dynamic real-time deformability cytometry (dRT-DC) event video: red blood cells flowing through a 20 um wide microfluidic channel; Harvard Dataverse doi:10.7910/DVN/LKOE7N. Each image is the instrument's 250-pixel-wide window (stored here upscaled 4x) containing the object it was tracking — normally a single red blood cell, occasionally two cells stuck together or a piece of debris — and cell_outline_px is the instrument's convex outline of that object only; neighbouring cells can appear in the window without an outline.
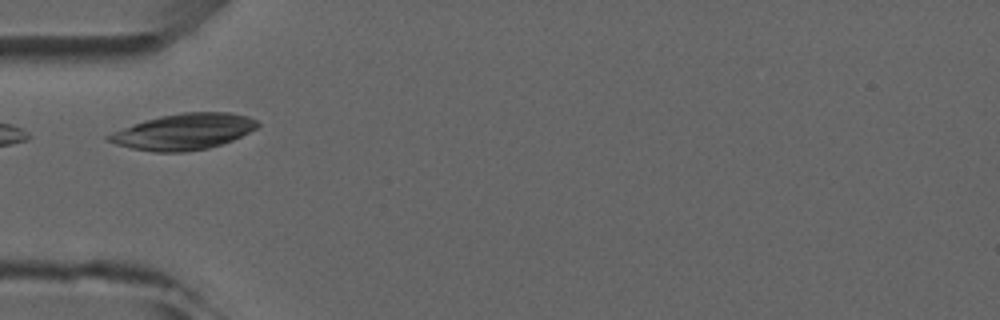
{"species": "common noctule bat (a hibernating species)", "species_latin": "Nyctalus noctula", "temperature_condition": "room temperature", "stored_images_in_passage": 6, "camera_frame_rate_fps": 3000, "um_per_image_px": 0.085, "animal": {"sex": "male", "forearm_length_mm": 52.5}, "frame": {"image": 1, "passage_image": 4, "time_ms": 3.667, "image_size_px": [1000, 320], "cell_outline_px": [[260, 124], [256, 128], [232, 140], [208, 148], [184, 152], [156, 152], [132, 148], [116, 144], [104, 140], [104, 136], [112, 132], [160, 116], [184, 112], [228, 112], [248, 116], [256, 120]], "centroid_in_image_um": [15.61, 11.19], "position_along_channel_um": 69.4, "area_um2": 30.87}}
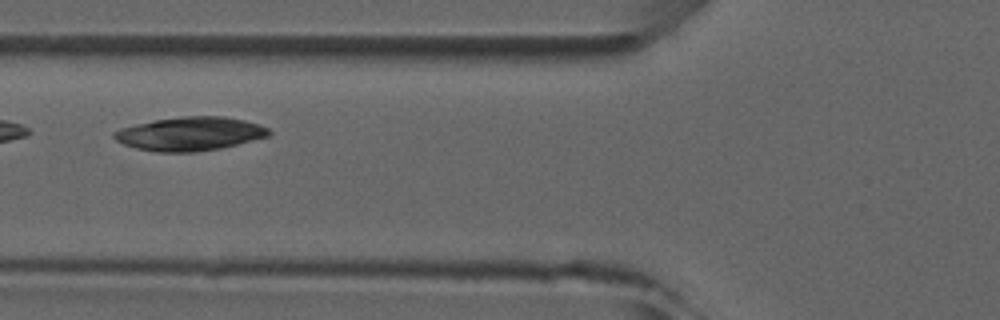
{"frame": {"image": 2, "passage_image": 5, "time_ms": 4.667, "image_size_px": [1000, 320], "cell_outline_px": [[272, 132], [268, 136], [220, 148], [196, 152], [156, 152], [136, 148], [124, 144], [116, 140], [112, 136], [112, 132], [120, 128], [152, 120], [184, 116], [224, 116], [244, 120], [260, 124], [268, 128]], "centroid_in_image_um": [16.13, 11.36], "position_along_channel_um": 109.7, "area_um2": 30.4}}
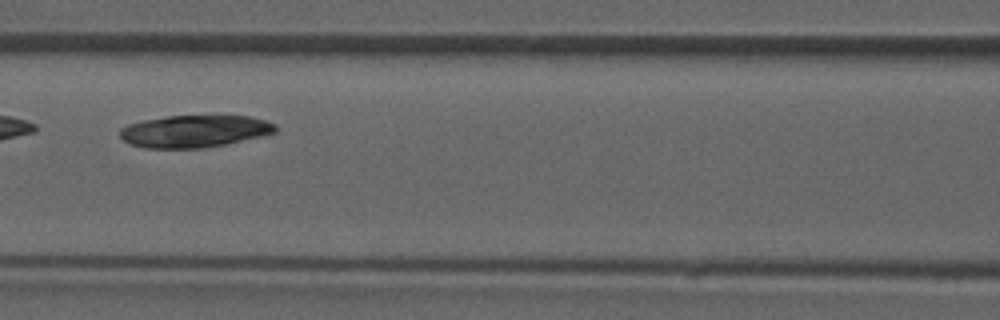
{"frame": {"image": 3, "passage_image": 6, "time_ms": 5.667, "image_size_px": [1000, 320], "cell_outline_px": [[276, 132], [260, 136], [224, 144], [204, 148], [144, 148], [132, 144], [124, 140], [120, 136], [120, 128], [128, 124], [144, 120], [168, 116], [216, 112], [248, 116], [264, 120], [276, 124]], "centroid_in_image_um": [16.56, 11.1], "position_along_channel_um": 150.0, "area_um2": 30.06}}